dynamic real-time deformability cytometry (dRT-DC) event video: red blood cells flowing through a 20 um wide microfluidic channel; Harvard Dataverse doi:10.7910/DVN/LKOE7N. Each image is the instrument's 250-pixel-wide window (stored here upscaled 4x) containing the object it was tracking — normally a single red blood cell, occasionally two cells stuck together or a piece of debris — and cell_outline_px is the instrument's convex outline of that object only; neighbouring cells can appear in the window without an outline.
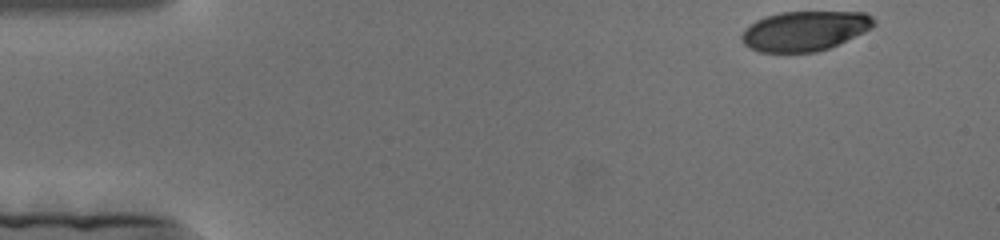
{"species": "human", "species_latin": "Homo sapiens", "temperature_condition": "cold", "stored_images_in_passage": 159, "camera_frame_rate_fps": 3000, "um_per_image_px": 0.085, "donor": {"sex": "female"}, "frame": {"image": 1, "passage_image": 1, "time_ms": 0.0, "image_size_px": [1000, 240], "cell_outline_px": [[876, 24], [872, 28], [864, 32], [828, 48], [816, 52], [760, 52], [748, 48], [740, 40], [740, 36], [744, 28], [756, 20], [764, 16], [780, 12], [864, 12], [872, 16], [876, 20]], "centroid_in_image_um": [68.37, 2.62], "position_along_channel_um": 16.6, "area_um2": 30.87}}
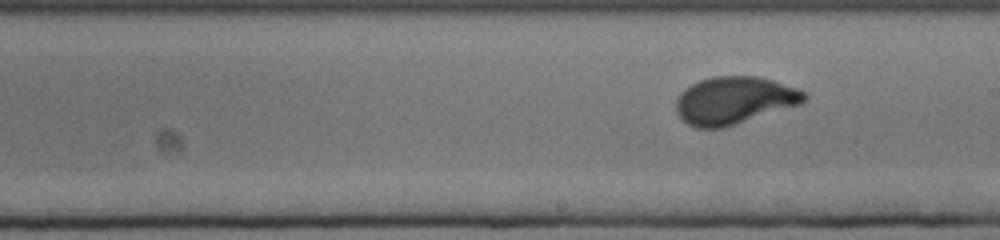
{"frame": {"image": 2, "passage_image": 83, "time_ms": 27.333, "image_size_px": [1000, 240], "cell_outline_px": [[808, 96], [800, 104], [724, 128], [696, 128], [688, 124], [676, 112], [676, 96], [684, 88], [700, 80], [712, 76], [756, 76], [772, 80], [796, 88], [804, 92]], "centroid_in_image_um": [62.37, 8.53], "position_along_channel_um": 226.6, "area_um2": 35.43}}
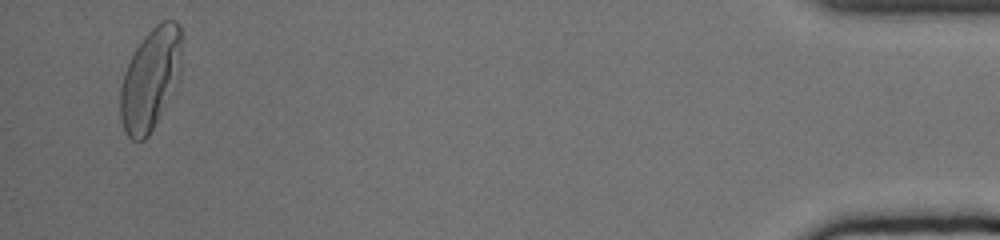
{"frame": {"image": 3, "passage_image": 153, "time_ms": 50.667, "image_size_px": [1000, 240], "cell_outline_px": [[180, 80], [148, 136], [144, 140], [132, 140], [128, 136], [120, 120], [120, 88], [124, 72], [136, 48], [144, 36], [160, 20], [172, 20], [180, 24]], "centroid_in_image_um": [12.78, 6.73], "position_along_channel_um": 422.4, "area_um2": 36.3}}